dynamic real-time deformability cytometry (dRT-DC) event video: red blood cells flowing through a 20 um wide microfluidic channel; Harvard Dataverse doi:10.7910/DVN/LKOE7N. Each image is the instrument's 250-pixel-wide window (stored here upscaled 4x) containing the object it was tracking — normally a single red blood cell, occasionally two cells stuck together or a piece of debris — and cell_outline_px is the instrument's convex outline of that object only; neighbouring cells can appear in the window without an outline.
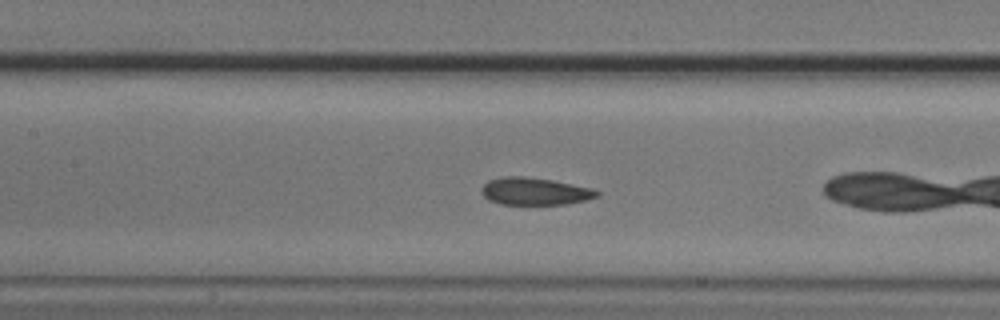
{"species": "common noctule bat (a hibernating species)", "species_latin": "Nyctalus noctula", "temperature_condition": "cold", "stored_images_in_passage": 27, "camera_frame_rate_fps": 3000, "um_per_image_px": 0.085, "animal": {"sex": "male", "body_mass_g": 20.5, "forearm_length_mm": 52.5}, "frame": {"image": 1, "passage_image": 9, "time_ms": 2.667, "image_size_px": [1000, 320], "cell_outline_px": [[600, 196], [584, 200], [564, 204], [500, 204], [488, 200], [480, 192], [480, 188], [488, 180], [504, 176], [524, 176], [552, 180], [592, 188], [600, 192]], "centroid_in_image_um": [45.42, 16.25], "position_along_channel_um": 162.0, "area_um2": 18.44}}
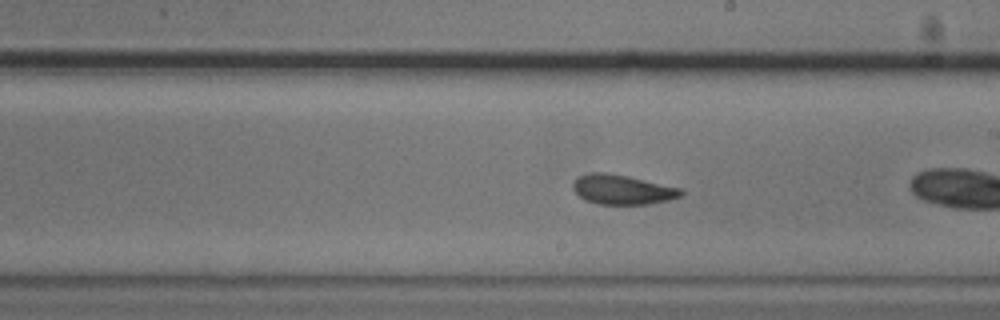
{"frame": {"image": 2, "passage_image": 15, "time_ms": 4.667, "image_size_px": [1000, 320], "cell_outline_px": [[684, 192], [680, 196], [668, 200], [648, 204], [596, 204], [584, 200], [572, 188], [572, 184], [580, 176], [592, 172], [604, 172], [628, 176], [680, 188]], "centroid_in_image_um": [52.88, 16.12], "position_along_channel_um": 236.1, "area_um2": 18.5}}
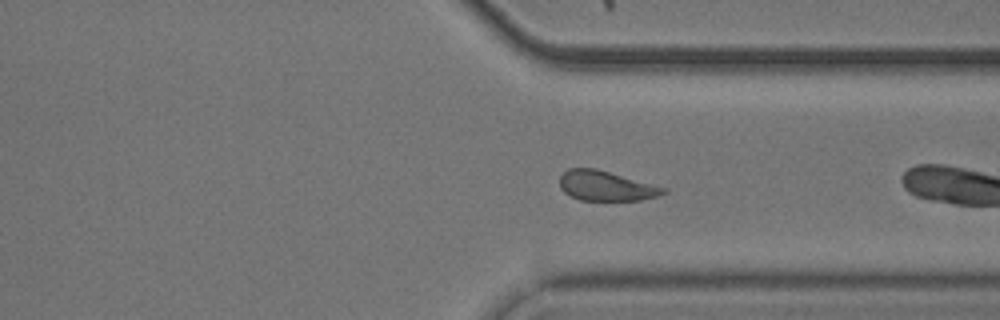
{"frame": {"image": 3, "passage_image": 25, "time_ms": 8.0, "image_size_px": [1000, 320], "cell_outline_px": [[668, 192], [660, 196], [640, 200], [580, 200], [564, 192], [560, 188], [560, 176], [568, 168], [596, 168], [668, 188]], "centroid_in_image_um": [51.55, 15.8], "position_along_channel_um": 359.9, "area_um2": 18.15}}